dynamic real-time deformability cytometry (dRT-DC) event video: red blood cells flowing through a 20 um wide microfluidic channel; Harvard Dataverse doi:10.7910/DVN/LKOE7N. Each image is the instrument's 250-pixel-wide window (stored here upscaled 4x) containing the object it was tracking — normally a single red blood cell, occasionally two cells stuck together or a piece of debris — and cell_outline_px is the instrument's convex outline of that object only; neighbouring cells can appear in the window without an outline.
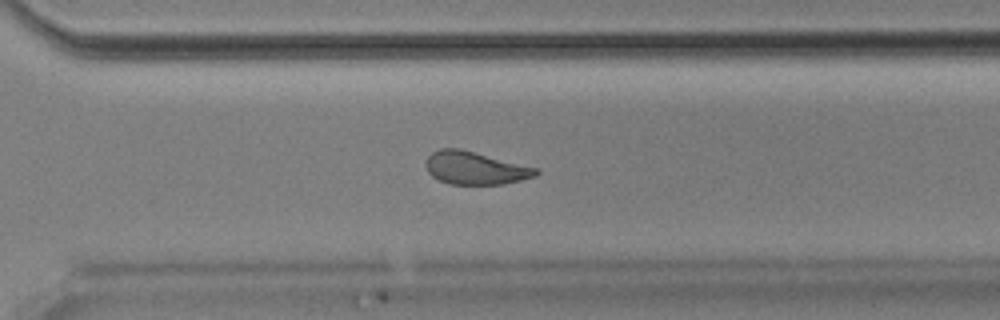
{"species": "Egyptian fruit bat (a non-hibernating species)", "species_latin": "Rousettus aegyptiacus", "temperature_condition": "room temperature", "stored_images_in_passage": 36, "camera_frame_rate_fps": 3000, "um_per_image_px": 0.085, "animal": {"sex": "male"}, "frame": {"image": 1, "passage_image": 21, "time_ms": 6.667, "image_size_px": [1000, 320], "cell_outline_px": [[540, 172], [536, 176], [504, 184], [448, 184], [432, 176], [428, 172], [424, 164], [428, 156], [432, 152], [440, 148], [460, 148], [540, 168]], "centroid_in_image_um": [40.41, 14.27], "position_along_channel_um": 330.2, "area_um2": 21.33}}
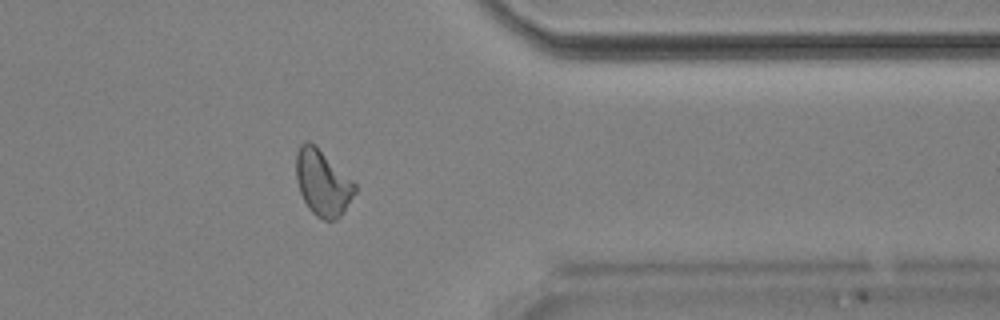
{"frame": {"image": 2, "passage_image": 26, "time_ms": 8.333, "image_size_px": [1000, 320], "cell_outline_px": [[356, 192], [344, 212], [336, 220], [324, 220], [316, 216], [308, 208], [300, 192], [296, 180], [296, 152], [300, 144], [304, 140], [308, 140], [316, 144], [356, 184]], "centroid_in_image_um": [27.41, 15.51], "position_along_channel_um": 384.0, "area_um2": 22.83}, "authors_computed_cell_mechanics": {"area_um2": 21.7906, "velocity_mm_per_s": 3.8867, "shape_relaxation_time_tau1_ms": null, "shape_relaxation_time_tau2_ms": 2.2199, "deformation_change_tau1": null, "deformation_change_tau2": 0.0852}}